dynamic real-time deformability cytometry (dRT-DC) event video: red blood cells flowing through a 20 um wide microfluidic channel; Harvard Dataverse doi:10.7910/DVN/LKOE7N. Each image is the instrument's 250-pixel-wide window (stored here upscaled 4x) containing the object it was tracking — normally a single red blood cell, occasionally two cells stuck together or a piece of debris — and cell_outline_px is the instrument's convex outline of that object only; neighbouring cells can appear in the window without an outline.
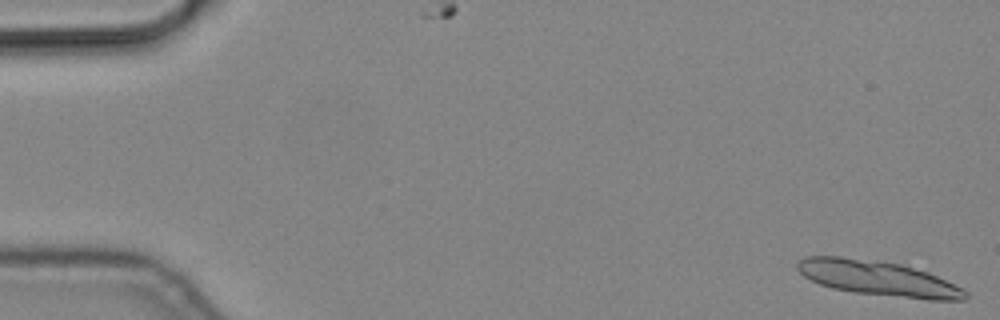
{"species": "common noctule bat (a hibernating species)", "species_latin": "Nyctalus noctula", "temperature_condition": "cold", "stored_images_in_passage": 6, "segment_of_instrument_passage": [1, 2], "camera_frame_rate_fps": 3000, "um_per_image_px": 0.085, "animal": {"sex": "male", "body_mass_g": 19.2, "forearm_length_mm": 51.8}, "frame": {"image": 1, "passage_image": 1, "time_ms": 0.0, "image_size_px": [1000, 320], "cell_outline_px": [[968, 296], [964, 300], [928, 300], [852, 292], [832, 288], [820, 284], [804, 276], [796, 268], [796, 264], [804, 256], [840, 256], [904, 264], [928, 272], [964, 288], [968, 292]], "centroid_in_image_um": [74.67, 23.66], "position_along_channel_um": 10.3, "area_um2": 34.45}}